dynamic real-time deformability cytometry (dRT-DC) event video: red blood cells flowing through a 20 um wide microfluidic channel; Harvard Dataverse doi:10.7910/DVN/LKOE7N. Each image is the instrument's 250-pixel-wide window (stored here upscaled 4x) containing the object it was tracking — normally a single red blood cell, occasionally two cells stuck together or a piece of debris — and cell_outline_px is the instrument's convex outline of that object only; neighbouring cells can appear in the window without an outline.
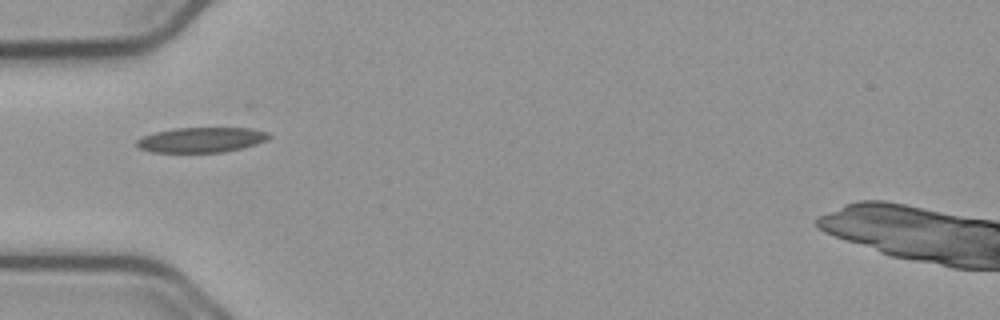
{"species": "common noctule bat (a hibernating species)", "species_latin": "Nyctalus noctula", "temperature_condition": "cold", "stored_images_in_passage": 31, "camera_frame_rate_fps": 3000, "um_per_image_px": 0.085, "animal": {"sex": "male", "body_mass_g": 23.1, "forearm_length_mm": 52.7}, "frame": {"image": 1, "passage_image": 1, "time_ms": 0.0, "image_size_px": [1000, 320], "cell_outline_px": [[272, 136], [256, 144], [224, 152], [152, 152], [140, 148], [136, 144], [136, 140], [140, 136], [156, 132], [176, 128], [252, 128], [268, 132]], "centroid_in_image_um": [17.1, 11.88], "position_along_channel_um": 67.9, "area_um2": 19.25}}
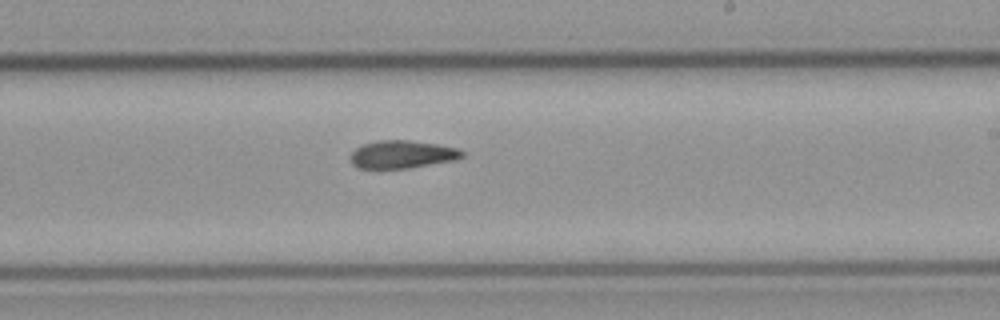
{"frame": {"image": 2, "passage_image": 16, "time_ms": 5.0, "image_size_px": [1000, 320], "cell_outline_px": [[464, 156], [456, 160], [408, 168], [376, 172], [360, 168], [352, 164], [352, 152], [356, 148], [364, 144], [380, 140], [408, 140], [436, 144], [456, 148], [464, 152]], "centroid_in_image_um": [34.14, 13.17], "position_along_channel_um": 254.9, "area_um2": 18.55}}
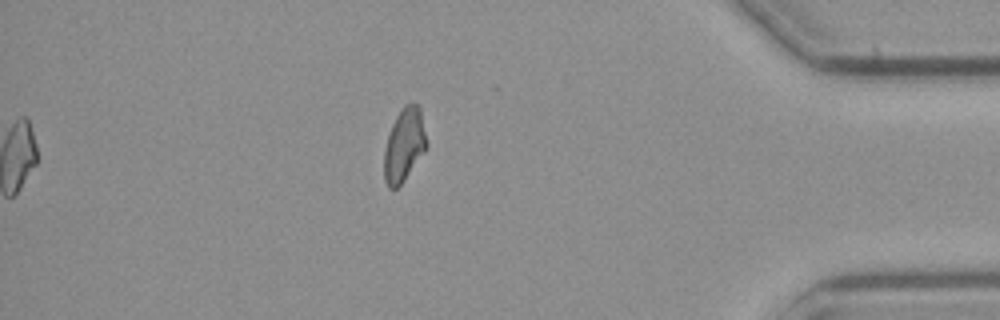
{"frame": {"image": 3, "passage_image": 31, "time_ms": 10.0, "image_size_px": [1000, 320], "cell_outline_px": [[428, 144], [404, 180], [396, 188], [388, 188], [384, 180], [384, 152], [388, 136], [392, 124], [396, 116], [404, 104], [412, 100], [420, 108]], "centroid_in_image_um": [34.35, 12.28], "position_along_channel_um": 400.9, "area_um2": 17.98}, "authors_computed_cell_mechanics": {"area_um2": 18.4382, "velocity_mm_per_s": 3.721, "shape_relaxation_time_tau1_ms": 11.0621, "shape_relaxation_time_tau2_ms": 5.3558, "deformation_change_tau1": 0.2173, "deformation_change_tau2": 0.1237}}